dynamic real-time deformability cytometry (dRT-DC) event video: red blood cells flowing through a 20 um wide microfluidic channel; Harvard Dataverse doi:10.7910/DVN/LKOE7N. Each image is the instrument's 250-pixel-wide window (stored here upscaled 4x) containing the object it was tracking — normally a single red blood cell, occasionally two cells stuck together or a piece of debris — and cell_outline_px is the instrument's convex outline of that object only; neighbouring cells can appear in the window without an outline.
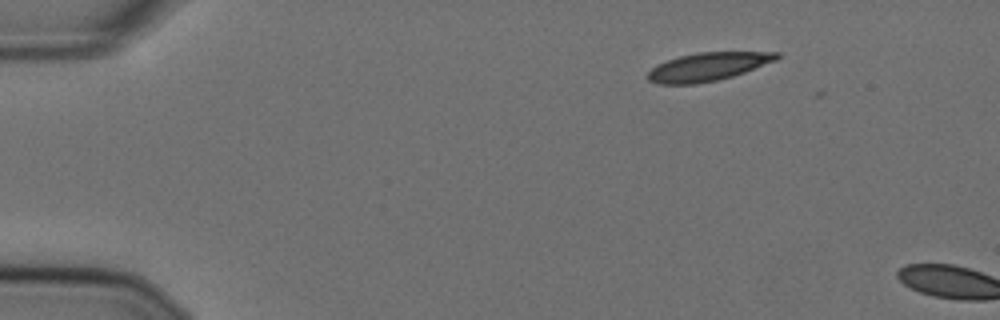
{"species": "Egyptian fruit bat (a non-hibernating species)", "species_latin": "Rousettus aegyptiacus", "temperature_condition": "cold", "stored_images_in_passage": 2, "camera_frame_rate_fps": 3000, "um_per_image_px": 0.085, "animal": {"sex": "female"}, "frame": {"image": 1, "passage_image": 1, "time_ms": 0.0, "image_size_px": [1000, 320], "cell_outline_px": [[780, 56], [776, 60], [744, 72], [732, 76], [716, 80], [696, 84], [656, 84], [648, 80], [648, 72], [652, 68], [668, 60], [680, 56], [696, 52], [780, 52]], "centroid_in_image_um": [60.16, 5.67], "position_along_channel_um": 24.8, "area_um2": 20.98}}